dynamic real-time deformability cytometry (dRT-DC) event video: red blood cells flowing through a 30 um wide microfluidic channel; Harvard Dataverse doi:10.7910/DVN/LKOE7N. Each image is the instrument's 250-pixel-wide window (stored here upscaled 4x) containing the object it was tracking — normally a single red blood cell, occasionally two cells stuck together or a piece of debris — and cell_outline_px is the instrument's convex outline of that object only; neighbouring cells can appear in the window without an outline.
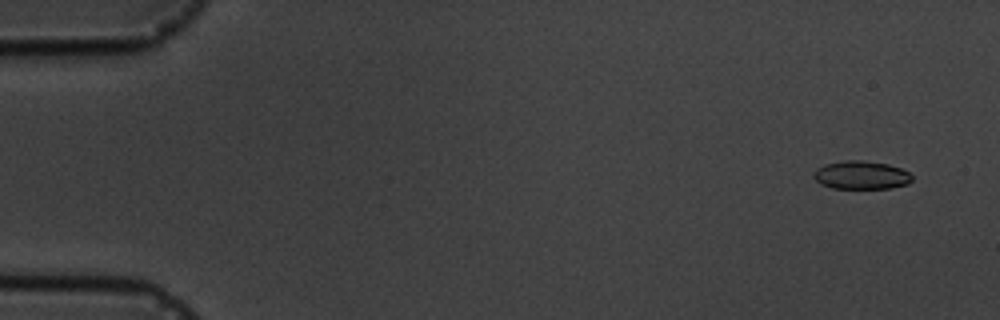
{"species": "common noctule bat (a hibernating species)", "species_latin": "Nyctalus noctula", "temperature_condition": "cold", "stored_images_in_passage": 4, "camera_frame_rate_fps": 3000, "um_per_image_px": 0.085, "animal": {"sex": "male", "body_mass_g": 19.5, "forearm_length_mm": 54.6}, "frame": {"image": 1, "passage_image": 1, "time_ms": 0.0, "image_size_px": [1000, 320], "cell_outline_px": [[912, 180], [908, 184], [892, 188], [832, 188], [820, 184], [812, 176], [812, 172], [816, 168], [824, 164], [844, 160], [864, 160], [888, 164], [900, 168], [908, 172], [912, 176]], "centroid_in_image_um": [73.17, 14.88], "position_along_channel_um": 11.8, "area_um2": 16.42}}